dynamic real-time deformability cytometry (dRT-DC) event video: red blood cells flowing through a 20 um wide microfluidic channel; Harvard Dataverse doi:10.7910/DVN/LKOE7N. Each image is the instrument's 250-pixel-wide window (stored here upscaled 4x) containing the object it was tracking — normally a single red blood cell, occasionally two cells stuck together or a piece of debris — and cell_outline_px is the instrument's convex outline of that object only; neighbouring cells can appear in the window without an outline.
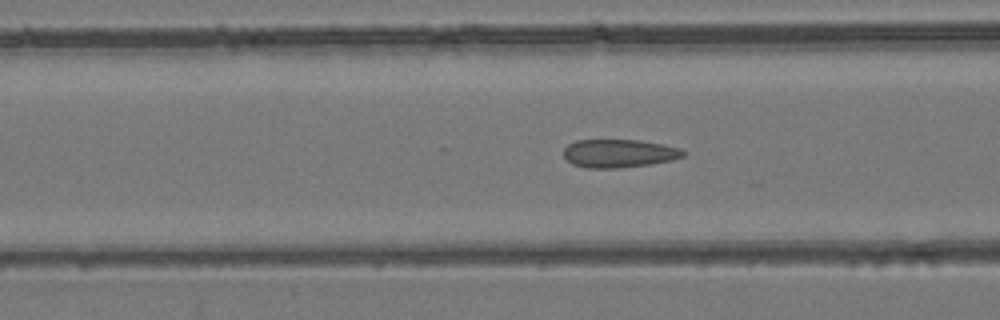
{"species": "common noctule bat (a hibernating species)", "species_latin": "Nyctalus noctula", "temperature_condition": "room temperature", "stored_images_in_passage": 17, "camera_frame_rate_fps": 3000, "um_per_image_px": 0.085, "animal": {"sex": "female", "body_mass_g": 24.6, "forearm_length_mm": 56.2}, "frame": {"image": 1, "passage_image": 8, "time_ms": 2.333, "image_size_px": [1000, 320], "cell_outline_px": [[688, 152], [684, 156], [672, 160], [648, 164], [616, 168], [588, 168], [572, 164], [564, 156], [564, 148], [568, 144], [576, 140], [640, 140], [680, 148]], "centroid_in_image_um": [52.61, 13.03], "position_along_channel_um": 114.0, "area_um2": 19.59}}
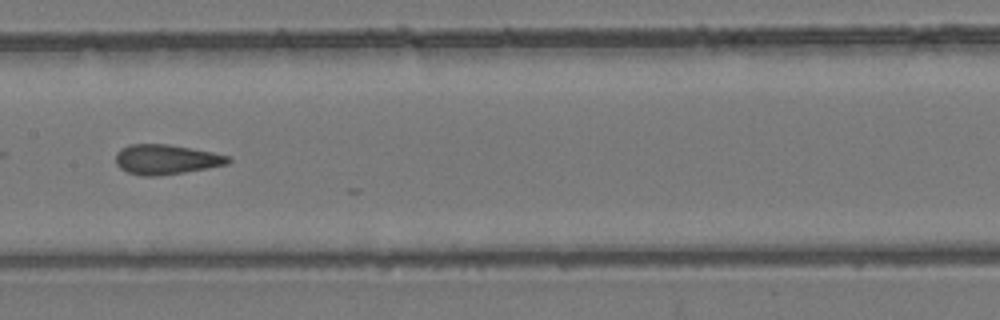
{"frame": {"image": 2, "passage_image": 14, "time_ms": 4.333, "image_size_px": [1000, 320], "cell_outline_px": [[232, 160], [228, 164], [184, 172], [160, 176], [144, 176], [128, 172], [120, 168], [116, 164], [116, 152], [120, 148], [132, 144], [168, 144], [192, 148], [212, 152], [228, 156]], "centroid_in_image_um": [14.1, 13.55], "position_along_channel_um": 193.3, "area_um2": 19.54}}
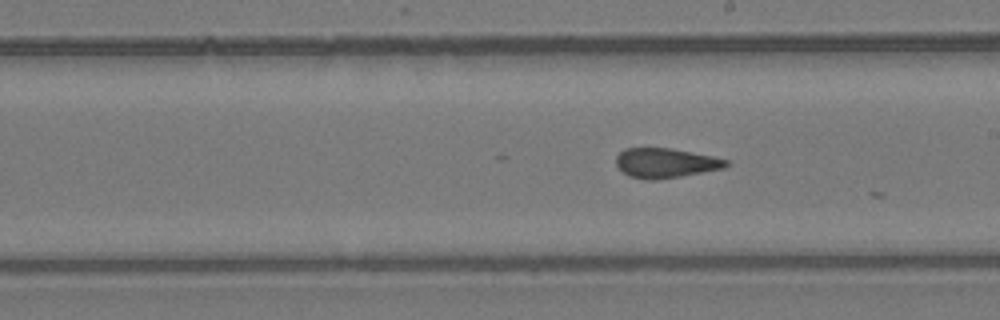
{"frame": {"image": 3, "passage_image": 17, "time_ms": 5.333, "image_size_px": [1000, 320], "cell_outline_px": [[728, 164], [724, 168], [680, 176], [656, 180], [644, 180], [632, 176], [624, 172], [616, 164], [616, 156], [624, 148], [672, 148], [712, 156], [728, 160]], "centroid_in_image_um": [56.56, 13.85], "position_along_channel_um": 232.4, "area_um2": 18.84}}